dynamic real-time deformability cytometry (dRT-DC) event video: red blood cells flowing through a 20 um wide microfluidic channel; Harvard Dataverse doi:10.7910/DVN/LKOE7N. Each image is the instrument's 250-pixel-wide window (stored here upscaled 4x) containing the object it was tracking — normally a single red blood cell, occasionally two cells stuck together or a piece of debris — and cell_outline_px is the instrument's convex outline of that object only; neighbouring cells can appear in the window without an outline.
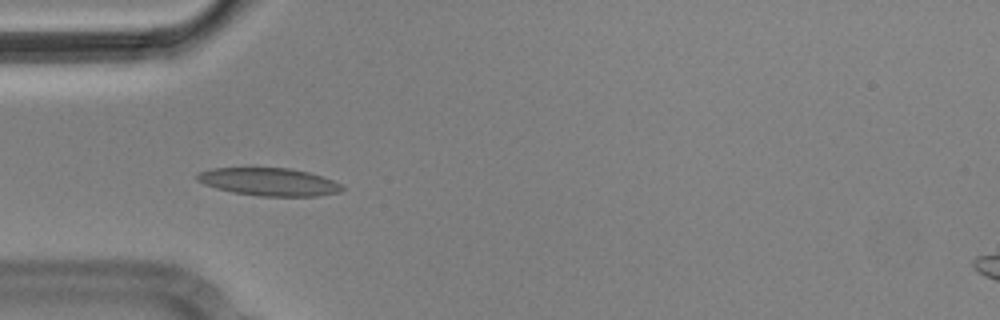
{"species": "Egyptian fruit bat (a non-hibernating species)", "species_latin": "Rousettus aegyptiacus", "temperature_condition": "cold", "stored_images_in_passage": 7, "camera_frame_rate_fps": 3000, "um_per_image_px": 0.085, "animal": {"sex": "male"}, "frame": {"image": 1, "passage_image": 1, "time_ms": 0.0, "image_size_px": [1000, 320], "cell_outline_px": [[344, 188], [340, 192], [316, 196], [260, 196], [232, 192], [216, 188], [204, 184], [196, 180], [196, 172], [212, 168], [288, 168], [308, 172], [332, 180], [340, 184]], "centroid_in_image_um": [22.82, 15.46], "position_along_channel_um": 62.2, "area_um2": 23.41}}
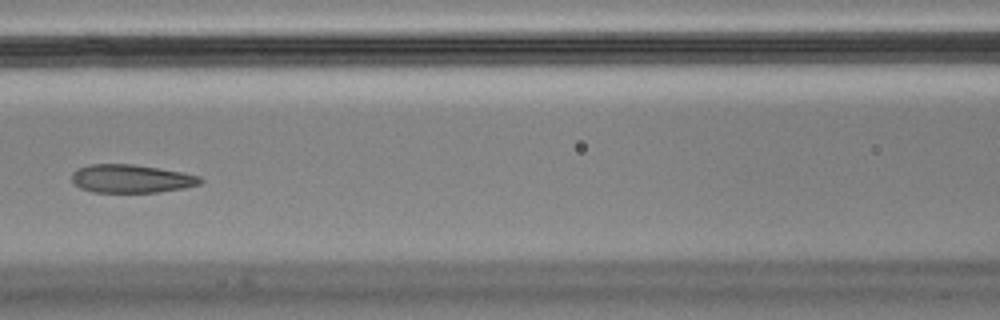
{"frame": {"image": 2, "passage_image": 3, "time_ms": 0.667, "image_size_px": [1000, 320], "cell_outline_px": [[204, 180], [200, 184], [184, 188], [156, 192], [92, 192], [80, 188], [72, 180], [72, 172], [76, 168], [88, 164], [132, 164], [160, 168], [184, 172], [200, 176]], "centroid_in_image_um": [11.16, 15.18], "position_along_channel_um": 155.4, "area_um2": 21.33}}
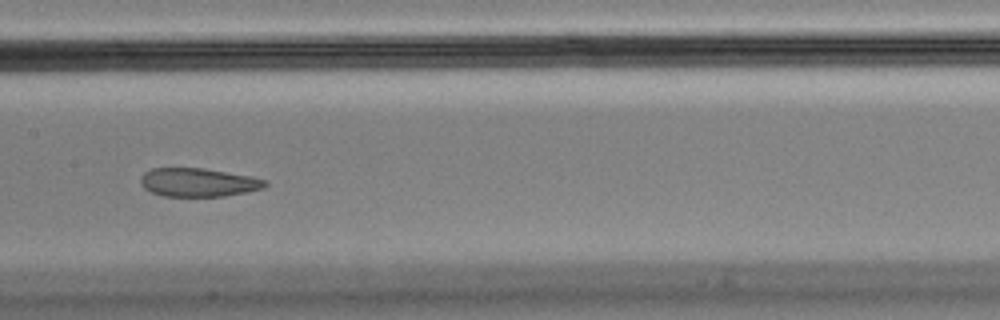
{"frame": {"image": 3, "passage_image": 4, "time_ms": 1.0, "image_size_px": [1000, 320], "cell_outline_px": [[268, 184], [264, 188], [248, 192], [224, 196], [164, 196], [152, 192], [144, 188], [140, 184], [140, 180], [144, 172], [152, 168], [204, 168], [248, 176], [264, 180]], "centroid_in_image_um": [16.83, 15.5], "position_along_channel_um": 190.6, "area_um2": 20.58}}